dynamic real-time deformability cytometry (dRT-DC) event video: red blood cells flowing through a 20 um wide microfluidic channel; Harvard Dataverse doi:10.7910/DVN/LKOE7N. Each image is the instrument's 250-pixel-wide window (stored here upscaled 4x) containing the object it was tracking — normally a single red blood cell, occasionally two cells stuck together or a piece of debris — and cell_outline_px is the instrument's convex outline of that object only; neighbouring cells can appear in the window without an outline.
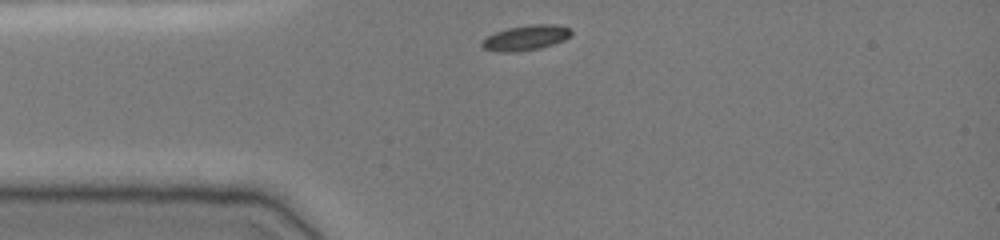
{"species": "common noctule bat (a hibernating species)", "species_latin": "Nyctalus noctula", "temperature_condition": "cold", "stored_images_in_passage": 32, "camera_frame_rate_fps": 3000, "um_per_image_px": 0.085, "animal": {"sex": "female", "body_mass_g": 19.0, "forearm_length_mm": 51.5}, "frame": {"image": 1, "passage_image": 1, "time_ms": 0.0, "image_size_px": [1000, 240], "cell_outline_px": [[572, 32], [564, 40], [540, 48], [516, 52], [496, 52], [484, 48], [480, 44], [480, 40], [496, 32], [508, 28], [528, 24], [556, 24], [572, 28]], "centroid_in_image_um": [44.68, 3.2], "position_along_channel_um": 40.3, "area_um2": 13.18}}
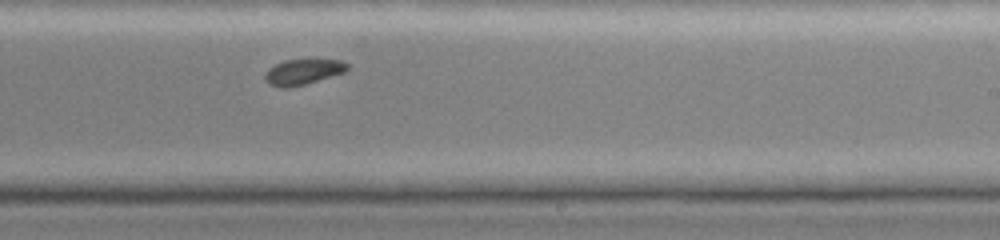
{"frame": {"image": 2, "passage_image": 20, "time_ms": 6.333, "image_size_px": [1000, 240], "cell_outline_px": [[348, 68], [344, 72], [304, 84], [288, 88], [280, 88], [268, 84], [264, 80], [264, 76], [268, 68], [284, 60], [340, 60], [348, 64]], "centroid_in_image_um": [25.69, 6.12], "position_along_channel_um": 263.3, "area_um2": 12.08}}
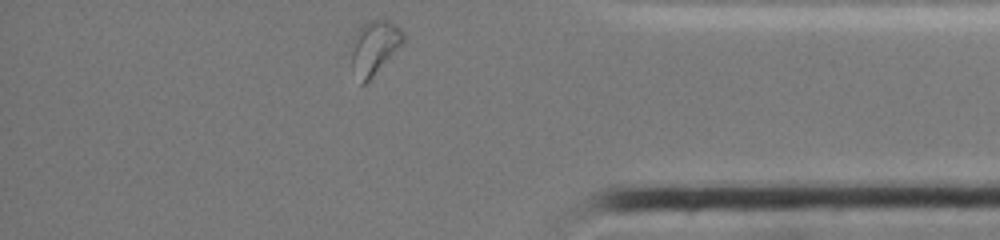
{"frame": {"image": 3, "passage_image": 32, "time_ms": 10.333, "image_size_px": [1000, 240], "cell_outline_px": [[404, 40], [372, 76], [364, 84], [360, 84], [352, 68], [352, 36], [368, 20], [388, 20], [396, 24], [404, 32]], "centroid_in_image_um": [31.79, 3.99], "position_along_channel_um": 403.4, "area_um2": 15.84}, "authors_computed_cell_mechanics": {"area_um2": 12.8894, "velocity_mm_per_s": 3.7812, "shape_relaxation_time_tau1_ms": 1.7111, "shape_relaxation_time_tau2_ms": 4.113, "deformation_change_tau1": 0.0883, "deformation_change_tau2": 0.0799}}